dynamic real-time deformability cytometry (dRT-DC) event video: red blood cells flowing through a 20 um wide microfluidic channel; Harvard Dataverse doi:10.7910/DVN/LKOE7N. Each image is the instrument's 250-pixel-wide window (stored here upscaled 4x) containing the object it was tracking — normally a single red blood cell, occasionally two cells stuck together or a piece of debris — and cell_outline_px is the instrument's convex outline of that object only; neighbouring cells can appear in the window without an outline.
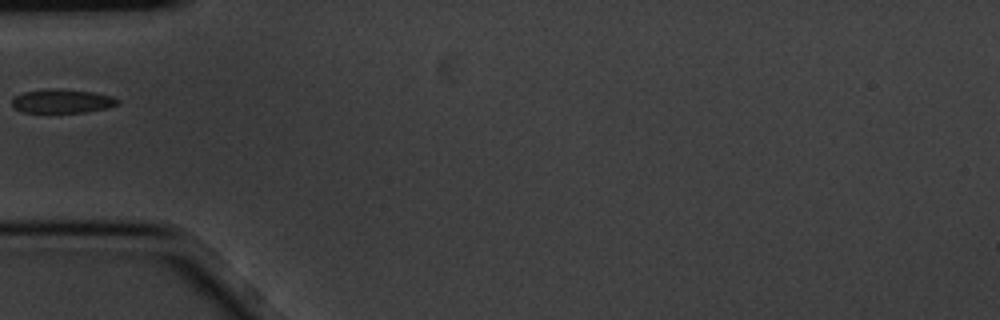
{"species": "common noctule bat (a hibernating species)", "species_latin": "Nyctalus noctula", "temperature_condition": "cold", "stored_images_in_passage": 1, "camera_frame_rate_fps": 3000, "um_per_image_px": 0.085, "animal": {"sex": "male", "body_mass_g": 20.1, "forearm_length_mm": 53.5}, "frame": {"image": 1, "passage_image": 1, "time_ms": 0.0, "image_size_px": [1000, 320], "cell_outline_px": [[120, 104], [104, 108], [84, 112], [24, 112], [16, 108], [12, 104], [12, 100], [16, 96], [24, 92], [44, 88], [56, 88], [92, 92], [112, 96], [120, 100]], "centroid_in_image_um": [5.29, 8.58], "position_along_channel_um": 79.7, "area_um2": 14.57}}